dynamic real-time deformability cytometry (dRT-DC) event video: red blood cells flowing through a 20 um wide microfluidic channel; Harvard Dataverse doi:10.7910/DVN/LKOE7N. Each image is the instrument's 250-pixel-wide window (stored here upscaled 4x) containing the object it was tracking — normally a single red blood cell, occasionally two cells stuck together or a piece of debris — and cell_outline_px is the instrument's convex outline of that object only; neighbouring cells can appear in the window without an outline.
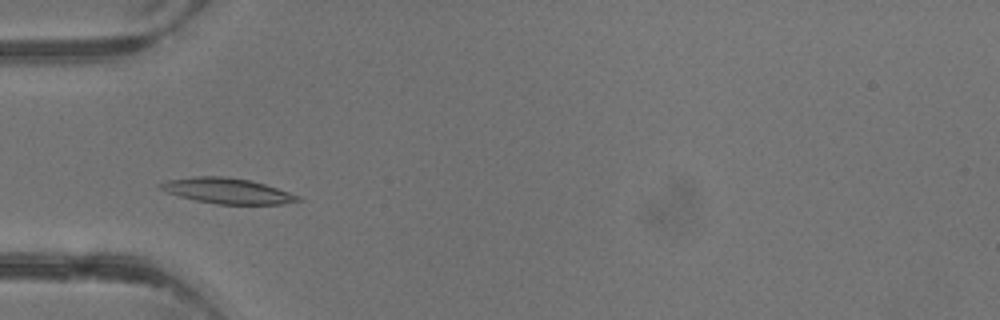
{"species": "common noctule bat (a hibernating species)", "species_latin": "Nyctalus noctula", "temperature_condition": "warm", "stored_images_in_passage": 3, "camera_frame_rate_fps": 3000, "um_per_image_px": 0.085, "animal": {"sex": "male", "body_mass_g": 13.3}, "frame": {"image": 1, "passage_image": 2, "time_ms": 1.333, "image_size_px": [1000, 320], "cell_outline_px": [[304, 200], [280, 204], [216, 204], [196, 200], [180, 196], [168, 192], [160, 188], [156, 184], [168, 180], [196, 176], [224, 176], [252, 180], [300, 196]], "centroid_in_image_um": [19.33, 16.22], "position_along_channel_um": 65.7, "area_um2": 20.29}}
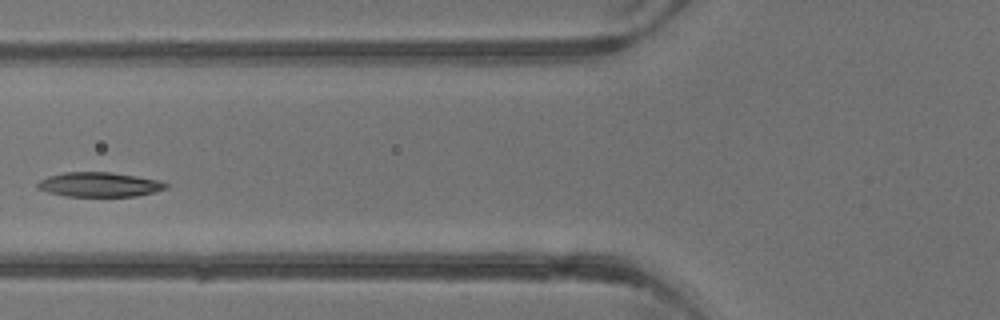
{"frame": {"image": 2, "passage_image": 3, "time_ms": 2.333, "image_size_px": [1000, 320], "cell_outline_px": [[168, 188], [136, 196], [64, 196], [48, 192], [36, 188], [36, 184], [40, 180], [48, 176], [64, 172], [108, 172], [136, 176], [160, 180], [168, 184]], "centroid_in_image_um": [8.42, 15.68], "position_along_channel_um": 117.4, "area_um2": 18.32}}